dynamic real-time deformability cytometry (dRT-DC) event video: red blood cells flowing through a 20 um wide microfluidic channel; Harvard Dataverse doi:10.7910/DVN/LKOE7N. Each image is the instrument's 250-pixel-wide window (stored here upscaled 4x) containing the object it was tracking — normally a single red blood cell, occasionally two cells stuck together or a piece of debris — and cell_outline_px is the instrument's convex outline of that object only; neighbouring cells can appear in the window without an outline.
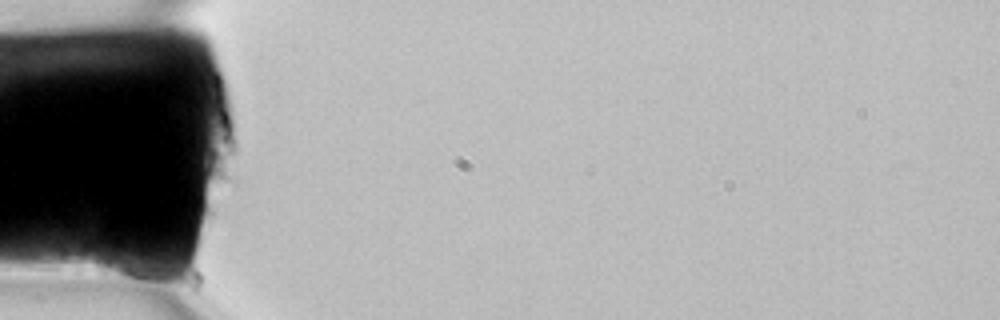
{"species": "common noctule bat (a hibernating species)", "species_latin": "Nyctalus noctula", "temperature_condition": "room temperature", "stored_images_in_passage": 2, "camera_frame_rate_fps": 3000, "um_per_image_px": 0.085, "animal": {"sex": "female", "body_mass_g": 22.7, "forearm_length_mm": 54.2}, "frame": {"image": 1, "passage_image": 1, "time_ms": 0.0, "image_size_px": [1000, 320], "cell_outline_px": [[164, 276], [136, 280], [96, 272], [92, 260], [96, 248], [100, 248], [140, 256]], "centroid_in_image_um": [10.47, 22.54], "position_along_channel_um": 74.5, "area_um2": 10.23}}